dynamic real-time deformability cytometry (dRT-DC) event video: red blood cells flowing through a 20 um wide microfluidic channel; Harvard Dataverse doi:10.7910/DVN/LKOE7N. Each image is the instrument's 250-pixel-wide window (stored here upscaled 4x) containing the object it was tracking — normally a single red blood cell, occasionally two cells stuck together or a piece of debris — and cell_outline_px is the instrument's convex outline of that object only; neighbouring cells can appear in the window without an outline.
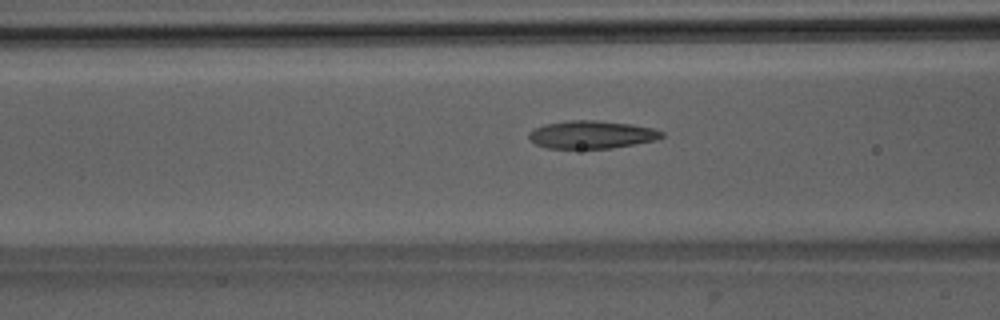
{"species": "Egyptian fruit bat (a non-hibernating species)", "species_latin": "Rousettus aegyptiacus", "temperature_condition": "room temperature", "stored_images_in_passage": 46, "camera_frame_rate_fps": 3000, "um_per_image_px": 0.085, "animal": {"sex": "male"}, "frame": {"image": 1, "passage_image": 15, "time_ms": 4.667, "image_size_px": [1000, 320], "cell_outline_px": [[664, 136], [656, 140], [612, 148], [548, 148], [536, 144], [528, 140], [528, 132], [544, 124], [568, 120], [596, 120], [632, 124], [652, 128], [664, 132]], "centroid_in_image_um": [50.27, 11.44], "position_along_channel_um": 116.3, "area_um2": 21.62}}
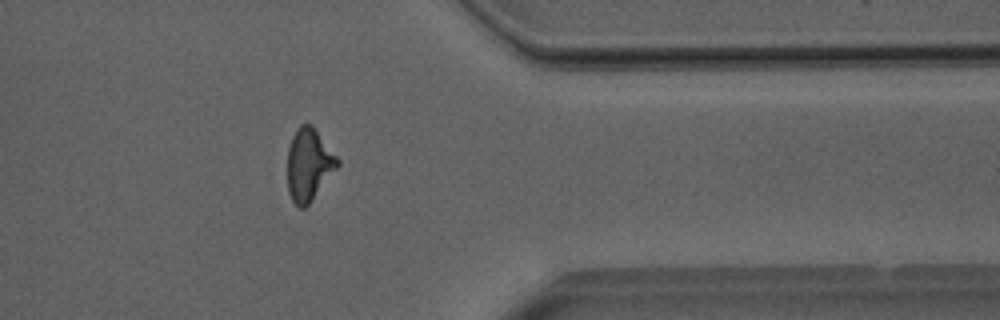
{"frame": {"image": 2, "passage_image": 36, "time_ms": 11.667, "image_size_px": [1000, 320], "cell_outline_px": [[340, 164], [308, 204], [304, 208], [300, 208], [292, 200], [288, 192], [288, 148], [292, 136], [296, 128], [300, 124], [312, 124], [340, 160]], "centroid_in_image_um": [26.25, 13.96], "position_along_channel_um": 385.2, "area_um2": 20.92}}
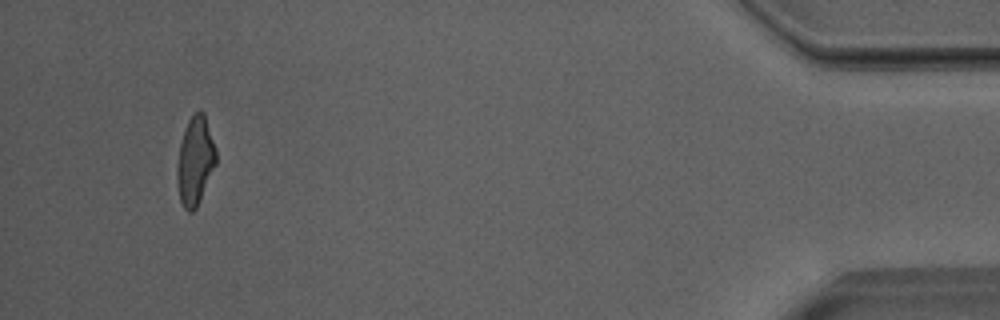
{"frame": {"image": 3, "passage_image": 43, "time_ms": 14.0, "image_size_px": [1000, 320], "cell_outline_px": [[216, 164], [196, 208], [192, 212], [188, 212], [184, 208], [180, 200], [176, 180], [176, 168], [180, 140], [184, 128], [188, 120], [200, 108], [204, 112], [216, 148]], "centroid_in_image_um": [16.57, 13.65], "position_along_channel_um": 418.6, "area_um2": 20.29}, "authors_computed_cell_mechanics": {"area_um2": 20.9814, "velocity_mm_per_s": 4.0146, "shape_relaxation_time_tau1_ms": 8.1836, "shape_relaxation_time_tau2_ms": 1.738, "deformation_change_tau1": 0.2322, "deformation_change_tau2": 0.1122}}